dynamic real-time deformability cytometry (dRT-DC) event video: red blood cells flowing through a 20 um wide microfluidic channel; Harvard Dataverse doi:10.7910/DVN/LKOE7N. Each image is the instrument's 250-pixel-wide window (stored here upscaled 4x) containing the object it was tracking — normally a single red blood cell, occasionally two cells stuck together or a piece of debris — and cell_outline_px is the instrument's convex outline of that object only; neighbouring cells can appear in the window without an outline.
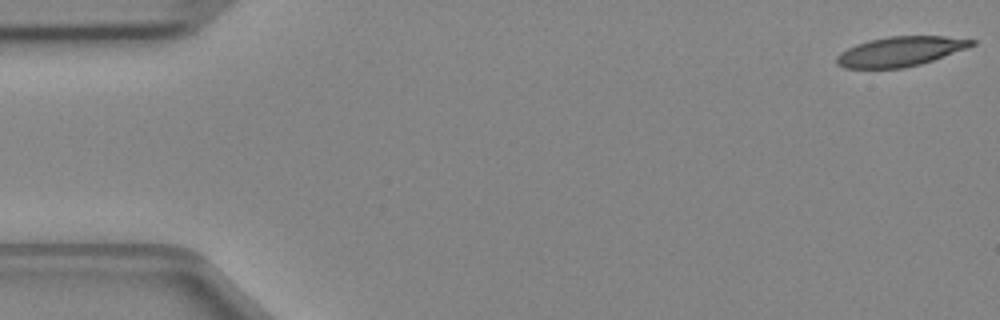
{"species": "Egyptian fruit bat (a non-hibernating species)", "species_latin": "Rousettus aegyptiacus", "temperature_condition": "cold", "stored_images_in_passage": 47, "camera_frame_rate_fps": 3000, "um_per_image_px": 0.085, "animal": {"sex": "female"}, "frame": {"image": 1, "passage_image": 1, "time_ms": 0.0, "image_size_px": [1000, 320], "cell_outline_px": [[976, 44], [968, 48], [920, 64], [904, 68], [844, 68], [836, 64], [836, 56], [840, 52], [856, 44], [868, 40], [888, 36], [944, 36], [976, 40]], "centroid_in_image_um": [76.51, 4.37], "position_along_channel_um": 8.5, "area_um2": 23.41}}
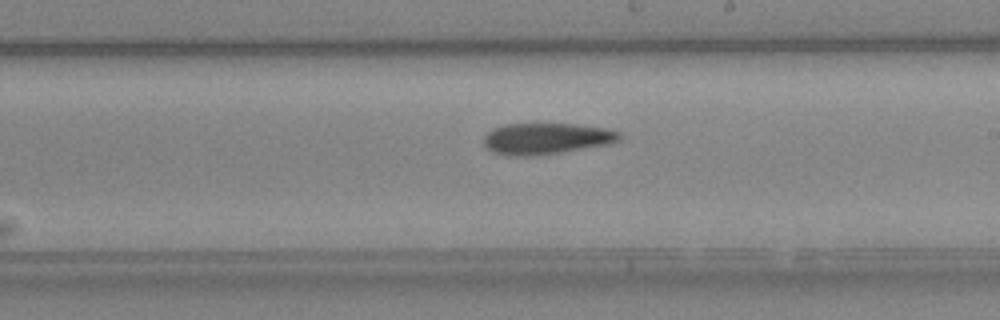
{"frame": {"image": 2, "passage_image": 27, "time_ms": 8.667, "image_size_px": [1000, 320], "cell_outline_px": [[620, 140], [608, 144], [536, 156], [508, 156], [492, 152], [484, 144], [484, 136], [492, 128], [504, 124], [576, 124], [608, 128], [620, 132]], "centroid_in_image_um": [46.42, 11.78], "position_along_channel_um": 242.6, "area_um2": 24.8}}
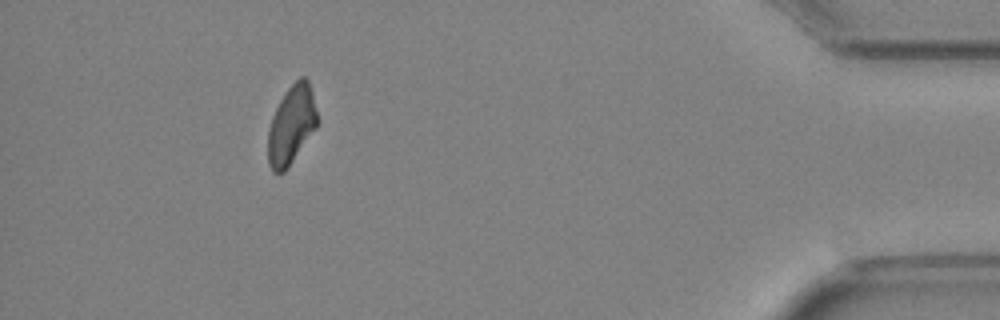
{"frame": {"image": 3, "passage_image": 43, "time_ms": 14.0, "image_size_px": [1000, 320], "cell_outline_px": [[320, 120], [316, 128], [284, 172], [272, 172], [268, 164], [268, 132], [272, 116], [284, 92], [300, 76], [304, 76], [308, 80], [312, 92]], "centroid_in_image_um": [24.79, 10.6], "position_along_channel_um": 410.4, "area_um2": 22.66}}